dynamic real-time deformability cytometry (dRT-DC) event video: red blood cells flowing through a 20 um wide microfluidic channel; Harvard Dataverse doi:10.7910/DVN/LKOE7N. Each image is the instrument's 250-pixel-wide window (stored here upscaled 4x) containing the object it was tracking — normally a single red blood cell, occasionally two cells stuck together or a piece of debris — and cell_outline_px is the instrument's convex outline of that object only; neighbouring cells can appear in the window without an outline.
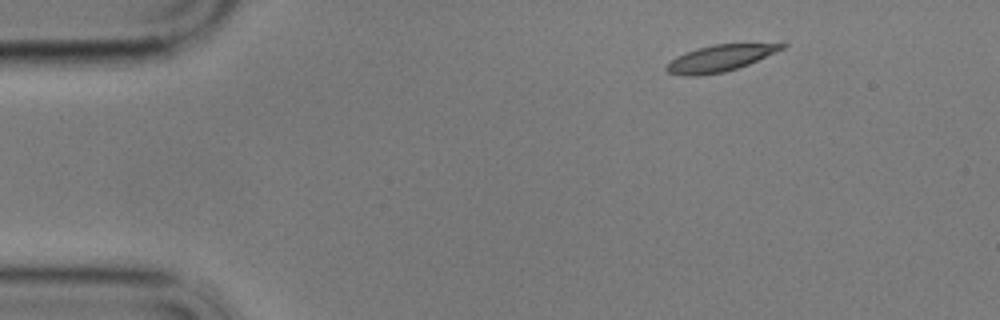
{"species": "common noctule bat (a hibernating species)", "species_latin": "Nyctalus noctula", "temperature_condition": "cold", "stored_images_in_passage": 52, "camera_frame_rate_fps": 3000, "um_per_image_px": 0.085, "animal": {"sex": "male", "body_mass_g": 17.9}, "frame": {"image": 1, "passage_image": 1, "time_ms": 0.0, "image_size_px": [1000, 320], "cell_outline_px": [[788, 44], [784, 48], [748, 64], [724, 72], [700, 76], [684, 76], [668, 72], [664, 68], [676, 56], [696, 48], [712, 44]], "centroid_in_image_um": [61.12, 4.96], "position_along_channel_um": 23.9, "area_um2": 17.51}}
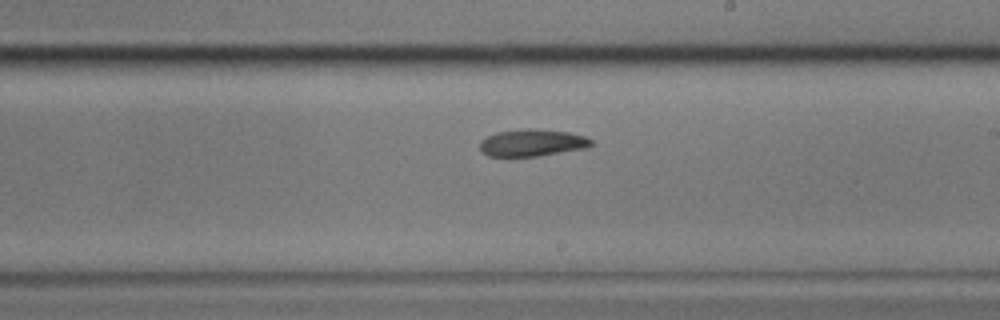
{"frame": {"image": 2, "passage_image": 27, "time_ms": 8.667, "image_size_px": [1000, 320], "cell_outline_px": [[592, 144], [588, 148], [540, 156], [488, 156], [480, 152], [480, 140], [496, 132], [528, 128], [568, 132], [584, 136], [592, 140]], "centroid_in_image_um": [45.22, 12.14], "position_along_channel_um": 243.8, "area_um2": 17.63}}
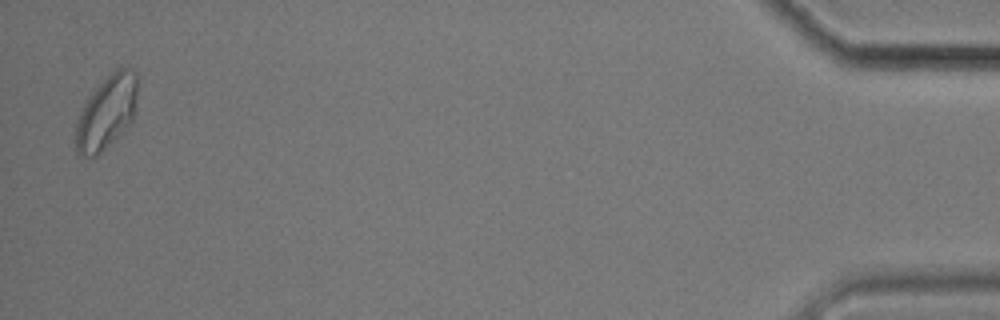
{"frame": {"image": 3, "passage_image": 51, "time_ms": 16.667, "image_size_px": [1000, 320], "cell_outline_px": [[136, 96], [132, 120], [96, 156], [76, 156], [76, 124], [80, 112], [104, 76], [116, 68], [128, 68], [136, 72]], "centroid_in_image_um": [9.04, 9.52], "position_along_channel_um": 426.2, "area_um2": 25.66}, "authors_computed_cell_mechanics": {"area_um2": 18.4093, "velocity_mm_per_s": 3.3741, "shape_relaxation_time_tau1_ms": 7.4424, "shape_relaxation_time_tau2_ms": null, "deformation_change_tau1": 0.1502, "deformation_change_tau2": null}}